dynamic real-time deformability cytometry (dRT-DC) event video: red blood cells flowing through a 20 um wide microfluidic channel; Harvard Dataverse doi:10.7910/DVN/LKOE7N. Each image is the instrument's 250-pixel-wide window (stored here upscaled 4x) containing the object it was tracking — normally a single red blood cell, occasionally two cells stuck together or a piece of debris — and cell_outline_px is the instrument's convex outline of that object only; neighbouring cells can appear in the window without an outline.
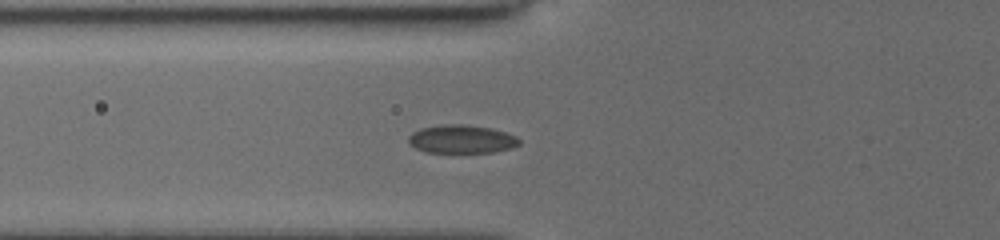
{"species": "common noctule bat (a hibernating species)", "species_latin": "Nyctalus noctula", "temperature_condition": "cold", "stored_images_in_passage": 33, "camera_frame_rate_fps": 3000, "um_per_image_px": 0.085, "animal": {"sex": "female", "body_mass_g": 19.5, "forearm_length_mm": 54.1}, "frame": {"image": 1, "passage_image": 2, "time_ms": 0.333, "image_size_px": [1000, 240], "cell_outline_px": [[520, 144], [512, 148], [492, 152], [428, 152], [416, 148], [408, 144], [408, 136], [412, 132], [420, 128], [440, 124], [460, 124], [492, 128], [516, 136], [520, 140]], "centroid_in_image_um": [39.21, 11.82], "position_along_channel_um": 86.6, "area_um2": 18.32}}
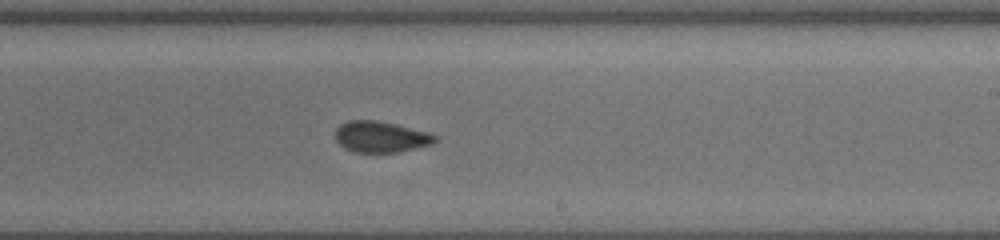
{"frame": {"image": 2, "passage_image": 15, "time_ms": 4.667, "image_size_px": [1000, 240], "cell_outline_px": [[440, 140], [432, 144], [400, 152], [356, 152], [344, 148], [336, 140], [336, 128], [340, 124], [348, 120], [376, 120], [428, 132], [440, 136]], "centroid_in_image_um": [32.41, 11.63], "position_along_channel_um": 256.6, "area_um2": 18.15}}
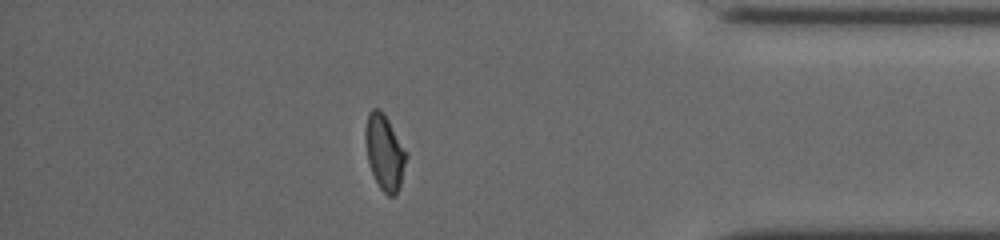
{"frame": {"image": 3, "passage_image": 28, "time_ms": 9.0, "image_size_px": [1000, 240], "cell_outline_px": [[408, 156], [400, 184], [396, 196], [388, 196], [380, 188], [372, 172], [368, 160], [364, 136], [364, 132], [368, 112], [372, 108], [380, 108], [384, 112], [408, 152]], "centroid_in_image_um": [32.7, 12.9], "position_along_channel_um": 402.5, "area_um2": 18.21}}